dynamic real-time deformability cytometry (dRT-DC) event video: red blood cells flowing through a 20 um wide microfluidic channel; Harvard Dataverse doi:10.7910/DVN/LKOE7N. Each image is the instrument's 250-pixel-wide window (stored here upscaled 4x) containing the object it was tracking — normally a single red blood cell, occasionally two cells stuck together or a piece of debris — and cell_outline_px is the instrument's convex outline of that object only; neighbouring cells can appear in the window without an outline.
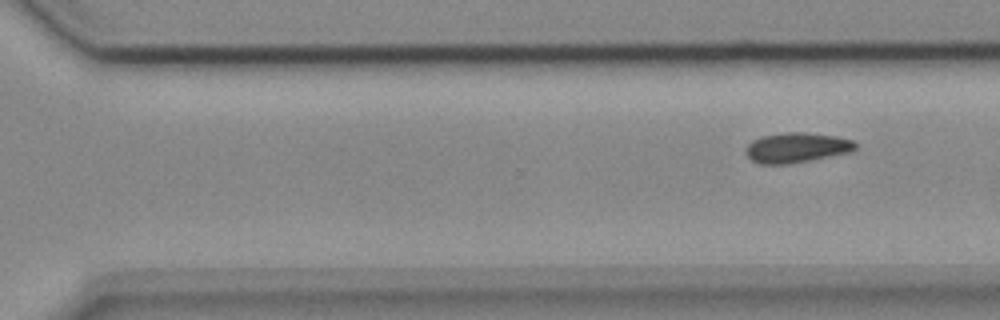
{"species": "common noctule bat (a hibernating species)", "species_latin": "Nyctalus noctula", "temperature_condition": "cold", "stored_images_in_passage": 9, "segment_of_instrument_passage": [2, 2], "camera_frame_rate_fps": 3000, "um_per_image_px": 0.085, "animal": {"sex": "female", "body_mass_g": 18.4}, "frame": {"image": 1, "passage_image": 9, "time_ms": 2.667, "image_size_px": [1000, 320], "cell_outline_px": [[856, 148], [848, 152], [788, 164], [760, 164], [752, 160], [744, 152], [744, 148], [752, 140], [760, 136], [788, 132], [804, 132], [836, 136], [852, 140], [856, 144]], "centroid_in_image_um": [67.64, 12.54], "position_along_channel_um": 303.0, "area_um2": 19.02}}